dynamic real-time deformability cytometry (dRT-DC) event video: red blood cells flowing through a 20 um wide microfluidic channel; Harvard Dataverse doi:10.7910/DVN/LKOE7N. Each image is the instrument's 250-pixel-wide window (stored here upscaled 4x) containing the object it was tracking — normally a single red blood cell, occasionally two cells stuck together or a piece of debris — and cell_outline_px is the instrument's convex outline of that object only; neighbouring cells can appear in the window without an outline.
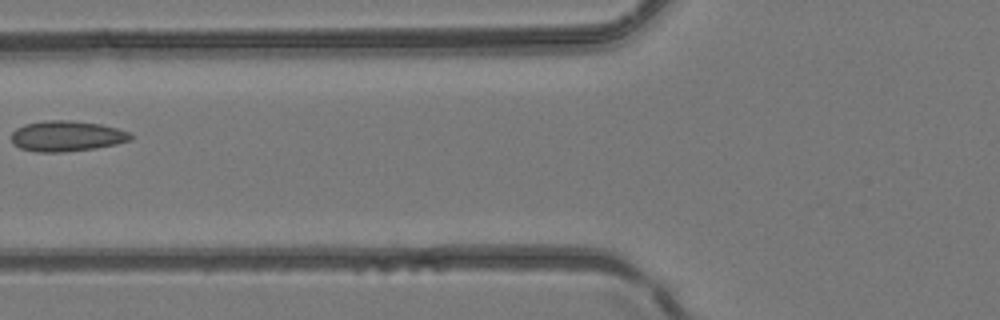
{"species": "common noctule bat (a hibernating species)", "species_latin": "Nyctalus noctula", "temperature_condition": "room temperature", "stored_images_in_passage": 3, "camera_frame_rate_fps": 3000, "um_per_image_px": 0.085, "animal": {"sex": "female", "body_mass_g": 24.6, "forearm_length_mm": 56.2}, "frame": {"image": 1, "passage_image": 3, "time_ms": 0.667, "image_size_px": [1000, 320], "cell_outline_px": [[132, 140], [116, 144], [96, 148], [60, 152], [36, 152], [20, 148], [12, 144], [12, 132], [16, 128], [24, 124], [44, 120], [68, 120], [100, 124], [132, 132]], "centroid_in_image_um": [5.67, 11.56], "position_along_channel_um": 120.1, "area_um2": 21.39}}